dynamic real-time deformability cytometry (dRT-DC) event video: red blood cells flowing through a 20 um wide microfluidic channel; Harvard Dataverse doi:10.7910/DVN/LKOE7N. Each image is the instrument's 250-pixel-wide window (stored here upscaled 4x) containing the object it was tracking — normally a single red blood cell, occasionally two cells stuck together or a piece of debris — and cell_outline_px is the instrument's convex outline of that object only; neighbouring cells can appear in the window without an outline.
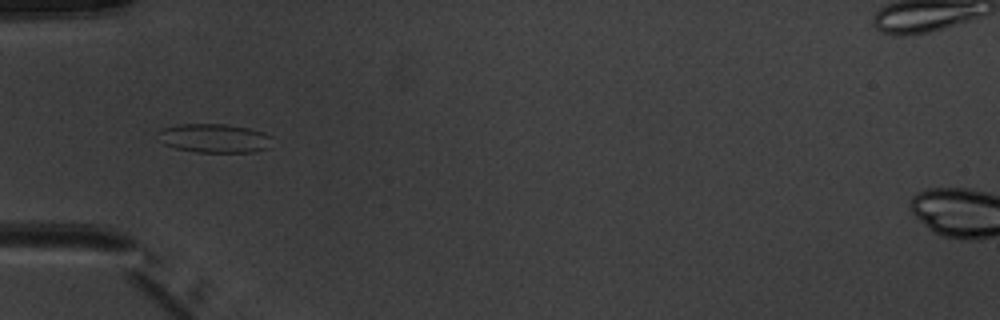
{"species": "common noctule bat (a hibernating species)", "species_latin": "Nyctalus noctula", "temperature_condition": "warm", "stored_images_in_passage": 5, "camera_frame_rate_fps": 3000, "um_per_image_px": 0.085, "animal": {"sex": "male", "body_mass_g": 20.1, "forearm_length_mm": 53.5}, "frame": {"image": 1, "passage_image": 5, "time_ms": 4.667, "image_size_px": [1000, 320], "cell_outline_px": [[272, 148], [252, 152], [196, 152], [176, 148], [164, 144], [156, 140], [156, 132], [160, 128], [176, 124], [224, 124], [248, 128], [264, 132], [272, 136]], "centroid_in_image_um": [18.19, 11.75], "position_along_channel_um": 66.8, "area_um2": 19.77}}